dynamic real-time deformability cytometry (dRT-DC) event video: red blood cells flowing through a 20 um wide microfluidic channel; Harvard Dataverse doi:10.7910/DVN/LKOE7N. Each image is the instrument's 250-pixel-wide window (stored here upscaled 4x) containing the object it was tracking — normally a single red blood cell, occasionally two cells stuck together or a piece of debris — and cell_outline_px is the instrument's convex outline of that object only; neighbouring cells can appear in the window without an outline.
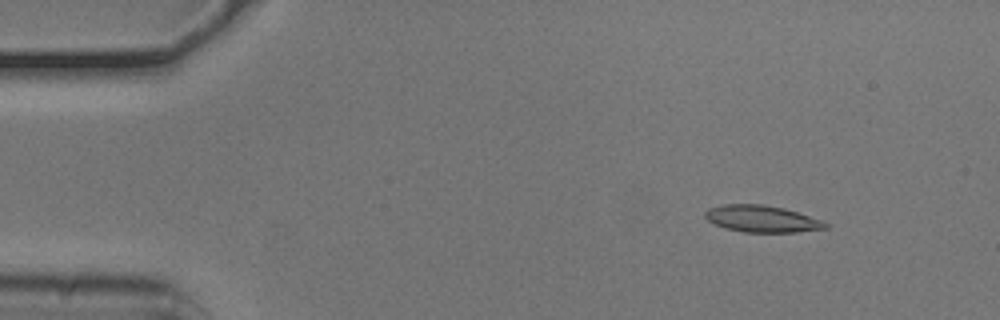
{"species": "common noctule bat (a hibernating species)", "species_latin": "Nyctalus noctula", "temperature_condition": "cold", "stored_images_in_passage": 16, "camera_frame_rate_fps": 3000, "um_per_image_px": 0.085, "animal": {"sex": "male", "body_mass_g": 20.5, "forearm_length_mm": 52.5}, "frame": {"image": 1, "passage_image": 6, "time_ms": 1.667, "image_size_px": [1000, 320], "cell_outline_px": [[832, 224], [828, 228], [796, 232], [744, 232], [724, 228], [708, 220], [704, 216], [704, 212], [708, 208], [724, 204], [764, 204], [784, 208], [824, 220]], "centroid_in_image_um": [64.81, 18.6], "position_along_channel_um": 20.2, "area_um2": 19.02}}